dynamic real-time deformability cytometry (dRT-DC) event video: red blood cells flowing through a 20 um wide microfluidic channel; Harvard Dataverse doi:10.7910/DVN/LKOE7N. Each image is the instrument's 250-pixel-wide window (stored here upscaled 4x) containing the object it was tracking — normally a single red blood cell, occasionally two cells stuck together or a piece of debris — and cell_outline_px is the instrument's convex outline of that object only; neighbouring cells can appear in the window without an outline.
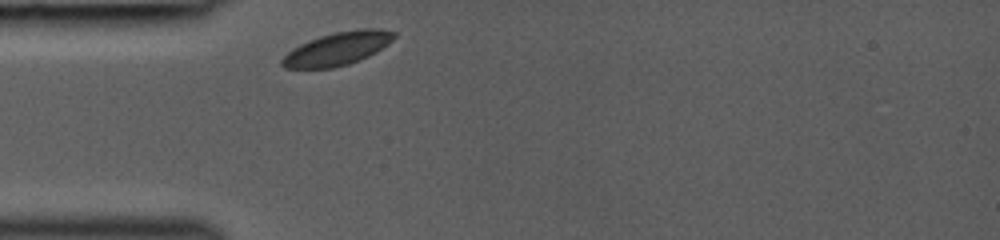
{"species": "common noctule bat (a hibernating species)", "species_latin": "Nyctalus noctula", "temperature_condition": "room temperature", "stored_images_in_passage": 27, "camera_frame_rate_fps": 3000, "um_per_image_px": 0.085, "animal": {"sex": "female", "body_mass_g": 19.0, "forearm_length_mm": 53.3}, "frame": {"image": 1, "passage_image": 1, "time_ms": 0.0, "image_size_px": [1000, 240], "cell_outline_px": [[396, 36], [388, 44], [376, 52], [368, 56], [348, 64], [332, 68], [284, 68], [280, 64], [280, 60], [288, 52], [300, 44], [320, 36], [336, 32], [364, 28], [380, 28], [396, 32]], "centroid_in_image_um": [28.7, 4.13], "position_along_channel_um": 56.3, "area_um2": 21.5}}
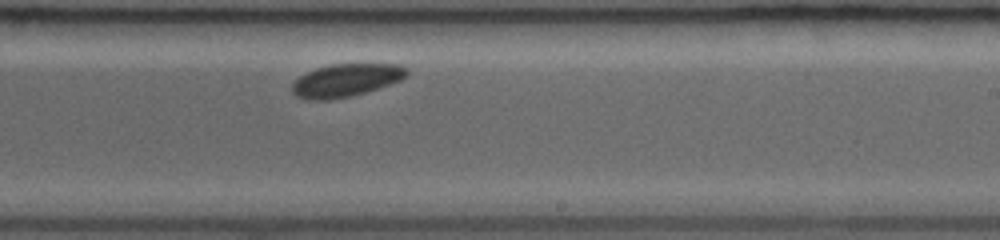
{"frame": {"image": 2, "passage_image": 16, "time_ms": 5.0, "image_size_px": [1000, 240], "cell_outline_px": [[408, 72], [400, 80], [352, 96], [332, 100], [304, 100], [296, 96], [292, 92], [292, 84], [300, 76], [316, 68], [328, 64], [400, 64], [408, 68]], "centroid_in_image_um": [29.36, 6.83], "position_along_channel_um": 259.6, "area_um2": 21.91}}
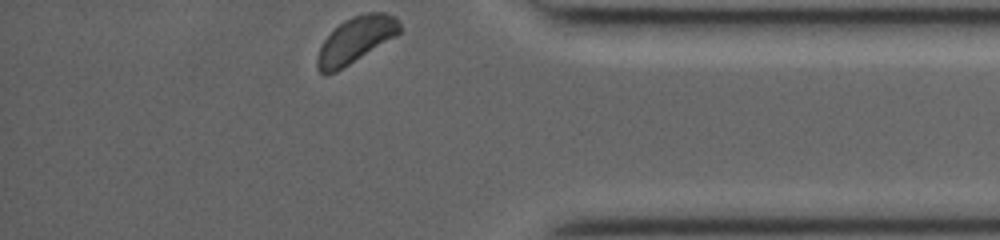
{"frame": {"image": 3, "passage_image": 27, "time_ms": 8.667, "image_size_px": [1000, 240], "cell_outline_px": [[400, 32], [396, 36], [336, 72], [320, 72], [316, 68], [316, 56], [324, 40], [344, 20], [352, 16], [368, 12], [384, 12], [396, 16], [400, 20]], "centroid_in_image_um": [30.26, 3.37], "position_along_channel_um": 404.9, "area_um2": 21.85}}